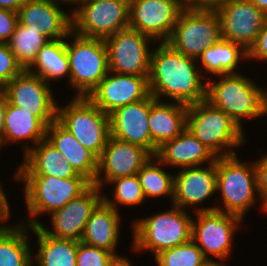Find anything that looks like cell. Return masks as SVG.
<instances>
[{
    "label": "cell",
    "instance_id": "obj_1",
    "mask_svg": "<svg viewBox=\"0 0 267 266\" xmlns=\"http://www.w3.org/2000/svg\"><path fill=\"white\" fill-rule=\"evenodd\" d=\"M196 62L160 42L151 53L150 94L157 100L165 96L187 106L205 100L207 83L202 82L205 76L196 69Z\"/></svg>",
    "mask_w": 267,
    "mask_h": 266
},
{
    "label": "cell",
    "instance_id": "obj_2",
    "mask_svg": "<svg viewBox=\"0 0 267 266\" xmlns=\"http://www.w3.org/2000/svg\"><path fill=\"white\" fill-rule=\"evenodd\" d=\"M216 191L222 193L223 207L202 208L201 204L196 211L218 210L244 219L246 211L256 203V195L259 197L255 163H242L236 154L217 157Z\"/></svg>",
    "mask_w": 267,
    "mask_h": 266
},
{
    "label": "cell",
    "instance_id": "obj_3",
    "mask_svg": "<svg viewBox=\"0 0 267 266\" xmlns=\"http://www.w3.org/2000/svg\"><path fill=\"white\" fill-rule=\"evenodd\" d=\"M186 128L216 157L235 155L233 148L245 142L244 129L206 99L187 106Z\"/></svg>",
    "mask_w": 267,
    "mask_h": 266
},
{
    "label": "cell",
    "instance_id": "obj_4",
    "mask_svg": "<svg viewBox=\"0 0 267 266\" xmlns=\"http://www.w3.org/2000/svg\"><path fill=\"white\" fill-rule=\"evenodd\" d=\"M219 76V77H218ZM217 81H206V100L228 114L243 129L242 118L264 116L267 90L243 74L217 75Z\"/></svg>",
    "mask_w": 267,
    "mask_h": 266
},
{
    "label": "cell",
    "instance_id": "obj_5",
    "mask_svg": "<svg viewBox=\"0 0 267 266\" xmlns=\"http://www.w3.org/2000/svg\"><path fill=\"white\" fill-rule=\"evenodd\" d=\"M24 184L25 203L29 212L27 226H38L34 217L45 213L52 214L64 207L72 199L82 194L91 183L82 175L71 178H57L48 175H14ZM33 217V218H32Z\"/></svg>",
    "mask_w": 267,
    "mask_h": 266
},
{
    "label": "cell",
    "instance_id": "obj_6",
    "mask_svg": "<svg viewBox=\"0 0 267 266\" xmlns=\"http://www.w3.org/2000/svg\"><path fill=\"white\" fill-rule=\"evenodd\" d=\"M187 212L172 204V208L133 222V249L150 250L154 257L191 239L192 220Z\"/></svg>",
    "mask_w": 267,
    "mask_h": 266
},
{
    "label": "cell",
    "instance_id": "obj_7",
    "mask_svg": "<svg viewBox=\"0 0 267 266\" xmlns=\"http://www.w3.org/2000/svg\"><path fill=\"white\" fill-rule=\"evenodd\" d=\"M221 39L220 19L213 7H185L166 43L197 60L205 49Z\"/></svg>",
    "mask_w": 267,
    "mask_h": 266
},
{
    "label": "cell",
    "instance_id": "obj_8",
    "mask_svg": "<svg viewBox=\"0 0 267 266\" xmlns=\"http://www.w3.org/2000/svg\"><path fill=\"white\" fill-rule=\"evenodd\" d=\"M72 42L66 41L69 57V84L76 96L87 97L109 72L108 50L103 39L89 38L71 31Z\"/></svg>",
    "mask_w": 267,
    "mask_h": 266
},
{
    "label": "cell",
    "instance_id": "obj_9",
    "mask_svg": "<svg viewBox=\"0 0 267 266\" xmlns=\"http://www.w3.org/2000/svg\"><path fill=\"white\" fill-rule=\"evenodd\" d=\"M57 120L80 144L98 158L110 137L109 114L104 113L87 97L75 96L69 104L57 107Z\"/></svg>",
    "mask_w": 267,
    "mask_h": 266
},
{
    "label": "cell",
    "instance_id": "obj_10",
    "mask_svg": "<svg viewBox=\"0 0 267 266\" xmlns=\"http://www.w3.org/2000/svg\"><path fill=\"white\" fill-rule=\"evenodd\" d=\"M72 14V31L103 39L129 28V0L79 1Z\"/></svg>",
    "mask_w": 267,
    "mask_h": 266
},
{
    "label": "cell",
    "instance_id": "obj_11",
    "mask_svg": "<svg viewBox=\"0 0 267 266\" xmlns=\"http://www.w3.org/2000/svg\"><path fill=\"white\" fill-rule=\"evenodd\" d=\"M151 37L131 28L118 31L105 39L109 71L118 74L149 76Z\"/></svg>",
    "mask_w": 267,
    "mask_h": 266
},
{
    "label": "cell",
    "instance_id": "obj_12",
    "mask_svg": "<svg viewBox=\"0 0 267 266\" xmlns=\"http://www.w3.org/2000/svg\"><path fill=\"white\" fill-rule=\"evenodd\" d=\"M197 221L192 220L191 239L209 260V255L224 260L230 255L234 232L242 224V218L218 210L195 211ZM201 245V246H200Z\"/></svg>",
    "mask_w": 267,
    "mask_h": 266
},
{
    "label": "cell",
    "instance_id": "obj_13",
    "mask_svg": "<svg viewBox=\"0 0 267 266\" xmlns=\"http://www.w3.org/2000/svg\"><path fill=\"white\" fill-rule=\"evenodd\" d=\"M213 8L220 19L222 39L240 44L248 51L267 15L248 0H222Z\"/></svg>",
    "mask_w": 267,
    "mask_h": 266
},
{
    "label": "cell",
    "instance_id": "obj_14",
    "mask_svg": "<svg viewBox=\"0 0 267 266\" xmlns=\"http://www.w3.org/2000/svg\"><path fill=\"white\" fill-rule=\"evenodd\" d=\"M49 86L39 75L23 70L3 91L10 104L30 111L48 127L57 119L58 107Z\"/></svg>",
    "mask_w": 267,
    "mask_h": 266
},
{
    "label": "cell",
    "instance_id": "obj_15",
    "mask_svg": "<svg viewBox=\"0 0 267 266\" xmlns=\"http://www.w3.org/2000/svg\"><path fill=\"white\" fill-rule=\"evenodd\" d=\"M184 8L177 0H129V28L166 42Z\"/></svg>",
    "mask_w": 267,
    "mask_h": 266
},
{
    "label": "cell",
    "instance_id": "obj_16",
    "mask_svg": "<svg viewBox=\"0 0 267 266\" xmlns=\"http://www.w3.org/2000/svg\"><path fill=\"white\" fill-rule=\"evenodd\" d=\"M148 77L109 71L87 98L110 114L119 107L146 99L150 95Z\"/></svg>",
    "mask_w": 267,
    "mask_h": 266
},
{
    "label": "cell",
    "instance_id": "obj_17",
    "mask_svg": "<svg viewBox=\"0 0 267 266\" xmlns=\"http://www.w3.org/2000/svg\"><path fill=\"white\" fill-rule=\"evenodd\" d=\"M101 189L97 185L91 184L77 198L50 214L53 231L47 229L42 223L38 226L46 234L55 238L80 241L87 221L104 199V196H101Z\"/></svg>",
    "mask_w": 267,
    "mask_h": 266
},
{
    "label": "cell",
    "instance_id": "obj_18",
    "mask_svg": "<svg viewBox=\"0 0 267 266\" xmlns=\"http://www.w3.org/2000/svg\"><path fill=\"white\" fill-rule=\"evenodd\" d=\"M151 156L145 148L139 145L110 136L98 158L94 185L101 188L104 183L107 184L115 178L136 175Z\"/></svg>",
    "mask_w": 267,
    "mask_h": 266
},
{
    "label": "cell",
    "instance_id": "obj_19",
    "mask_svg": "<svg viewBox=\"0 0 267 266\" xmlns=\"http://www.w3.org/2000/svg\"><path fill=\"white\" fill-rule=\"evenodd\" d=\"M58 2L27 0L17 11L18 22L39 31L49 40L68 39L72 31V14L62 11Z\"/></svg>",
    "mask_w": 267,
    "mask_h": 266
},
{
    "label": "cell",
    "instance_id": "obj_20",
    "mask_svg": "<svg viewBox=\"0 0 267 266\" xmlns=\"http://www.w3.org/2000/svg\"><path fill=\"white\" fill-rule=\"evenodd\" d=\"M110 136L139 145L151 154V135L148 125L149 96L127 104L109 114Z\"/></svg>",
    "mask_w": 267,
    "mask_h": 266
},
{
    "label": "cell",
    "instance_id": "obj_21",
    "mask_svg": "<svg viewBox=\"0 0 267 266\" xmlns=\"http://www.w3.org/2000/svg\"><path fill=\"white\" fill-rule=\"evenodd\" d=\"M216 191V160L207 168L184 167L174 175V197L172 204L185 209L198 206Z\"/></svg>",
    "mask_w": 267,
    "mask_h": 266
},
{
    "label": "cell",
    "instance_id": "obj_22",
    "mask_svg": "<svg viewBox=\"0 0 267 266\" xmlns=\"http://www.w3.org/2000/svg\"><path fill=\"white\" fill-rule=\"evenodd\" d=\"M148 125L151 135V155L169 140L179 136L187 127V105L162 102L149 95Z\"/></svg>",
    "mask_w": 267,
    "mask_h": 266
},
{
    "label": "cell",
    "instance_id": "obj_23",
    "mask_svg": "<svg viewBox=\"0 0 267 266\" xmlns=\"http://www.w3.org/2000/svg\"><path fill=\"white\" fill-rule=\"evenodd\" d=\"M24 145V162L15 171V175H48L57 178H71L78 174L47 139L31 147Z\"/></svg>",
    "mask_w": 267,
    "mask_h": 266
},
{
    "label": "cell",
    "instance_id": "obj_24",
    "mask_svg": "<svg viewBox=\"0 0 267 266\" xmlns=\"http://www.w3.org/2000/svg\"><path fill=\"white\" fill-rule=\"evenodd\" d=\"M46 139L62 153L77 174L94 184L98 169V157L83 147L57 119L47 127Z\"/></svg>",
    "mask_w": 267,
    "mask_h": 266
},
{
    "label": "cell",
    "instance_id": "obj_25",
    "mask_svg": "<svg viewBox=\"0 0 267 266\" xmlns=\"http://www.w3.org/2000/svg\"><path fill=\"white\" fill-rule=\"evenodd\" d=\"M155 156L162 165L184 168L210 164L216 156L186 128L179 136L164 142Z\"/></svg>",
    "mask_w": 267,
    "mask_h": 266
},
{
    "label": "cell",
    "instance_id": "obj_26",
    "mask_svg": "<svg viewBox=\"0 0 267 266\" xmlns=\"http://www.w3.org/2000/svg\"><path fill=\"white\" fill-rule=\"evenodd\" d=\"M120 224L118 211L103 200L87 221L80 241L119 256L115 251L120 236Z\"/></svg>",
    "mask_w": 267,
    "mask_h": 266
},
{
    "label": "cell",
    "instance_id": "obj_27",
    "mask_svg": "<svg viewBox=\"0 0 267 266\" xmlns=\"http://www.w3.org/2000/svg\"><path fill=\"white\" fill-rule=\"evenodd\" d=\"M47 126L30 111L10 104L6 99L3 137L0 139L2 145L10 142L32 140L34 146L46 139Z\"/></svg>",
    "mask_w": 267,
    "mask_h": 266
},
{
    "label": "cell",
    "instance_id": "obj_28",
    "mask_svg": "<svg viewBox=\"0 0 267 266\" xmlns=\"http://www.w3.org/2000/svg\"><path fill=\"white\" fill-rule=\"evenodd\" d=\"M28 228L37 236L39 247L36 259H33L37 266H76L78 241L55 238L39 226Z\"/></svg>",
    "mask_w": 267,
    "mask_h": 266
},
{
    "label": "cell",
    "instance_id": "obj_29",
    "mask_svg": "<svg viewBox=\"0 0 267 266\" xmlns=\"http://www.w3.org/2000/svg\"><path fill=\"white\" fill-rule=\"evenodd\" d=\"M26 224L0 226V266H34Z\"/></svg>",
    "mask_w": 267,
    "mask_h": 266
},
{
    "label": "cell",
    "instance_id": "obj_30",
    "mask_svg": "<svg viewBox=\"0 0 267 266\" xmlns=\"http://www.w3.org/2000/svg\"><path fill=\"white\" fill-rule=\"evenodd\" d=\"M241 58L247 59V51L240 44L221 39L218 43L205 49L197 61L200 60L201 67L206 70L208 75L211 73L216 77L217 75L239 73L236 72V68Z\"/></svg>",
    "mask_w": 267,
    "mask_h": 266
},
{
    "label": "cell",
    "instance_id": "obj_31",
    "mask_svg": "<svg viewBox=\"0 0 267 266\" xmlns=\"http://www.w3.org/2000/svg\"><path fill=\"white\" fill-rule=\"evenodd\" d=\"M29 72L42 77L48 84L49 80H59L65 76L70 78L69 57L64 39L48 41L38 52V56Z\"/></svg>",
    "mask_w": 267,
    "mask_h": 266
},
{
    "label": "cell",
    "instance_id": "obj_32",
    "mask_svg": "<svg viewBox=\"0 0 267 266\" xmlns=\"http://www.w3.org/2000/svg\"><path fill=\"white\" fill-rule=\"evenodd\" d=\"M48 41L50 40L39 31L18 22L7 43L18 64L23 70H28L35 62L40 49Z\"/></svg>",
    "mask_w": 267,
    "mask_h": 266
},
{
    "label": "cell",
    "instance_id": "obj_33",
    "mask_svg": "<svg viewBox=\"0 0 267 266\" xmlns=\"http://www.w3.org/2000/svg\"><path fill=\"white\" fill-rule=\"evenodd\" d=\"M153 159L155 160L154 163ZM159 165L162 166L159 159L156 156H151L137 173L145 199L170 196L171 201H173L174 175L166 173Z\"/></svg>",
    "mask_w": 267,
    "mask_h": 266
},
{
    "label": "cell",
    "instance_id": "obj_34",
    "mask_svg": "<svg viewBox=\"0 0 267 266\" xmlns=\"http://www.w3.org/2000/svg\"><path fill=\"white\" fill-rule=\"evenodd\" d=\"M113 185V199L104 196V201L119 211L118 205H141L146 199L139 178L136 175L118 177L109 182Z\"/></svg>",
    "mask_w": 267,
    "mask_h": 266
},
{
    "label": "cell",
    "instance_id": "obj_35",
    "mask_svg": "<svg viewBox=\"0 0 267 266\" xmlns=\"http://www.w3.org/2000/svg\"><path fill=\"white\" fill-rule=\"evenodd\" d=\"M154 258L158 266H200L208 260L192 239L161 251Z\"/></svg>",
    "mask_w": 267,
    "mask_h": 266
},
{
    "label": "cell",
    "instance_id": "obj_36",
    "mask_svg": "<svg viewBox=\"0 0 267 266\" xmlns=\"http://www.w3.org/2000/svg\"><path fill=\"white\" fill-rule=\"evenodd\" d=\"M115 257L105 249L78 241L76 266H109Z\"/></svg>",
    "mask_w": 267,
    "mask_h": 266
},
{
    "label": "cell",
    "instance_id": "obj_37",
    "mask_svg": "<svg viewBox=\"0 0 267 266\" xmlns=\"http://www.w3.org/2000/svg\"><path fill=\"white\" fill-rule=\"evenodd\" d=\"M23 71L11 52L8 43L0 42V85L4 88Z\"/></svg>",
    "mask_w": 267,
    "mask_h": 266
},
{
    "label": "cell",
    "instance_id": "obj_38",
    "mask_svg": "<svg viewBox=\"0 0 267 266\" xmlns=\"http://www.w3.org/2000/svg\"><path fill=\"white\" fill-rule=\"evenodd\" d=\"M255 163L257 175V189L261 200V208L265 211L267 206V155ZM263 204V205H262Z\"/></svg>",
    "mask_w": 267,
    "mask_h": 266
},
{
    "label": "cell",
    "instance_id": "obj_39",
    "mask_svg": "<svg viewBox=\"0 0 267 266\" xmlns=\"http://www.w3.org/2000/svg\"><path fill=\"white\" fill-rule=\"evenodd\" d=\"M18 23L17 12L0 8V42H8Z\"/></svg>",
    "mask_w": 267,
    "mask_h": 266
},
{
    "label": "cell",
    "instance_id": "obj_40",
    "mask_svg": "<svg viewBox=\"0 0 267 266\" xmlns=\"http://www.w3.org/2000/svg\"><path fill=\"white\" fill-rule=\"evenodd\" d=\"M247 59L267 61V19L265 20L255 43L247 51Z\"/></svg>",
    "mask_w": 267,
    "mask_h": 266
},
{
    "label": "cell",
    "instance_id": "obj_41",
    "mask_svg": "<svg viewBox=\"0 0 267 266\" xmlns=\"http://www.w3.org/2000/svg\"><path fill=\"white\" fill-rule=\"evenodd\" d=\"M4 189L0 184V223L3 221H7L10 216V206L8 204V199L4 193Z\"/></svg>",
    "mask_w": 267,
    "mask_h": 266
},
{
    "label": "cell",
    "instance_id": "obj_42",
    "mask_svg": "<svg viewBox=\"0 0 267 266\" xmlns=\"http://www.w3.org/2000/svg\"><path fill=\"white\" fill-rule=\"evenodd\" d=\"M25 1L27 0H0V8L17 12Z\"/></svg>",
    "mask_w": 267,
    "mask_h": 266
},
{
    "label": "cell",
    "instance_id": "obj_43",
    "mask_svg": "<svg viewBox=\"0 0 267 266\" xmlns=\"http://www.w3.org/2000/svg\"><path fill=\"white\" fill-rule=\"evenodd\" d=\"M5 109H6V96L4 91H2L0 93V139L3 137Z\"/></svg>",
    "mask_w": 267,
    "mask_h": 266
},
{
    "label": "cell",
    "instance_id": "obj_44",
    "mask_svg": "<svg viewBox=\"0 0 267 266\" xmlns=\"http://www.w3.org/2000/svg\"><path fill=\"white\" fill-rule=\"evenodd\" d=\"M222 0H192V7H214Z\"/></svg>",
    "mask_w": 267,
    "mask_h": 266
},
{
    "label": "cell",
    "instance_id": "obj_45",
    "mask_svg": "<svg viewBox=\"0 0 267 266\" xmlns=\"http://www.w3.org/2000/svg\"><path fill=\"white\" fill-rule=\"evenodd\" d=\"M109 266H132V263L126 257L119 255L111 261Z\"/></svg>",
    "mask_w": 267,
    "mask_h": 266
},
{
    "label": "cell",
    "instance_id": "obj_46",
    "mask_svg": "<svg viewBox=\"0 0 267 266\" xmlns=\"http://www.w3.org/2000/svg\"><path fill=\"white\" fill-rule=\"evenodd\" d=\"M254 3L262 12L267 15V0H248Z\"/></svg>",
    "mask_w": 267,
    "mask_h": 266
},
{
    "label": "cell",
    "instance_id": "obj_47",
    "mask_svg": "<svg viewBox=\"0 0 267 266\" xmlns=\"http://www.w3.org/2000/svg\"><path fill=\"white\" fill-rule=\"evenodd\" d=\"M224 265L225 264H223V263H220V262L215 261V259H214V261L212 259H209V260L205 261L200 266H224Z\"/></svg>",
    "mask_w": 267,
    "mask_h": 266
},
{
    "label": "cell",
    "instance_id": "obj_48",
    "mask_svg": "<svg viewBox=\"0 0 267 266\" xmlns=\"http://www.w3.org/2000/svg\"><path fill=\"white\" fill-rule=\"evenodd\" d=\"M179 1L184 7H192V0H177Z\"/></svg>",
    "mask_w": 267,
    "mask_h": 266
},
{
    "label": "cell",
    "instance_id": "obj_49",
    "mask_svg": "<svg viewBox=\"0 0 267 266\" xmlns=\"http://www.w3.org/2000/svg\"><path fill=\"white\" fill-rule=\"evenodd\" d=\"M56 1H59L60 3H68V4H77L80 0H56Z\"/></svg>",
    "mask_w": 267,
    "mask_h": 266
},
{
    "label": "cell",
    "instance_id": "obj_50",
    "mask_svg": "<svg viewBox=\"0 0 267 266\" xmlns=\"http://www.w3.org/2000/svg\"><path fill=\"white\" fill-rule=\"evenodd\" d=\"M264 116L265 114H267V96H266V99H265V102H264V112H263Z\"/></svg>",
    "mask_w": 267,
    "mask_h": 266
},
{
    "label": "cell",
    "instance_id": "obj_51",
    "mask_svg": "<svg viewBox=\"0 0 267 266\" xmlns=\"http://www.w3.org/2000/svg\"><path fill=\"white\" fill-rule=\"evenodd\" d=\"M80 1H107V0H80Z\"/></svg>",
    "mask_w": 267,
    "mask_h": 266
},
{
    "label": "cell",
    "instance_id": "obj_52",
    "mask_svg": "<svg viewBox=\"0 0 267 266\" xmlns=\"http://www.w3.org/2000/svg\"><path fill=\"white\" fill-rule=\"evenodd\" d=\"M3 91V87L0 85V93Z\"/></svg>",
    "mask_w": 267,
    "mask_h": 266
}]
</instances>
